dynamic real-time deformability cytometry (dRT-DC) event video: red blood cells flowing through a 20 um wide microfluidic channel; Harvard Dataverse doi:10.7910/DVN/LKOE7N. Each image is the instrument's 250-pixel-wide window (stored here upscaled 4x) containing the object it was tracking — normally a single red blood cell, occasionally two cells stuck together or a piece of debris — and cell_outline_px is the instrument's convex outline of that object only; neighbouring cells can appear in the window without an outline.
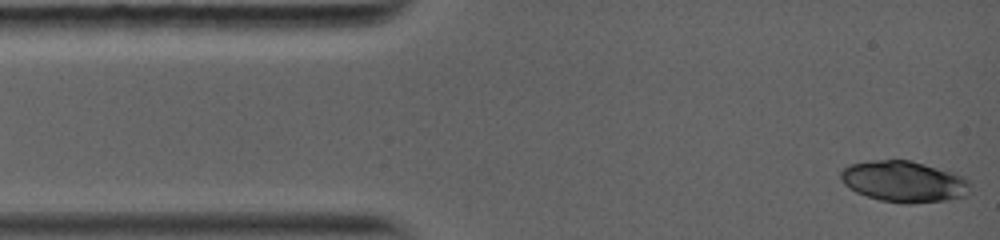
{"species": "common noctule bat (a hibernating species)", "species_latin": "Nyctalus noctula", "temperature_condition": "warm", "stored_images_in_passage": 6, "camera_frame_rate_fps": 5000, "um_per_image_px": 0.085, "animal": {"sex": "female", "body_mass_g": 19.0, "forearm_length_mm": 56.7}, "frame": {"image": 1, "passage_image": 1, "time_ms": 0.0, "image_size_px": [1000, 240], "cell_outline_px": [[968, 196], [944, 200], [908, 204], [880, 200], [856, 192], [848, 188], [840, 180], [840, 172], [848, 164], [872, 160], [908, 160], [956, 172], [964, 176], [968, 180]], "centroid_in_image_um": [76.82, 15.42], "position_along_channel_um": 8.2, "area_um2": 31.15}}
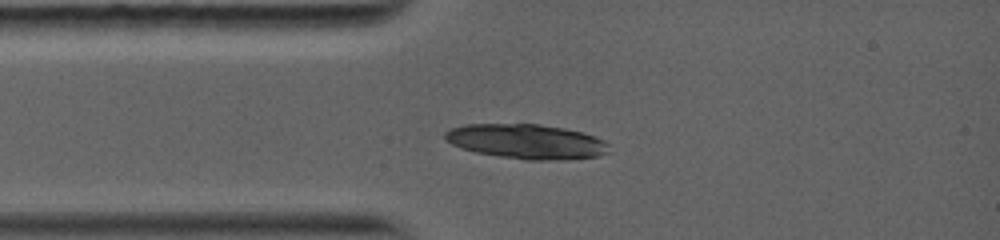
{"frame": {"image": 2, "passage_image": 6, "time_ms": 2.4, "image_size_px": [1000, 240], "cell_outline_px": [[608, 152], [600, 156], [560, 160], [528, 160], [500, 156], [476, 152], [460, 148], [444, 140], [444, 132], [452, 128], [464, 124], [540, 124], [564, 128], [584, 132], [604, 140], [608, 144]], "centroid_in_image_um": [44.75, 12.02], "position_along_channel_um": 40.2, "area_um2": 33.29}}